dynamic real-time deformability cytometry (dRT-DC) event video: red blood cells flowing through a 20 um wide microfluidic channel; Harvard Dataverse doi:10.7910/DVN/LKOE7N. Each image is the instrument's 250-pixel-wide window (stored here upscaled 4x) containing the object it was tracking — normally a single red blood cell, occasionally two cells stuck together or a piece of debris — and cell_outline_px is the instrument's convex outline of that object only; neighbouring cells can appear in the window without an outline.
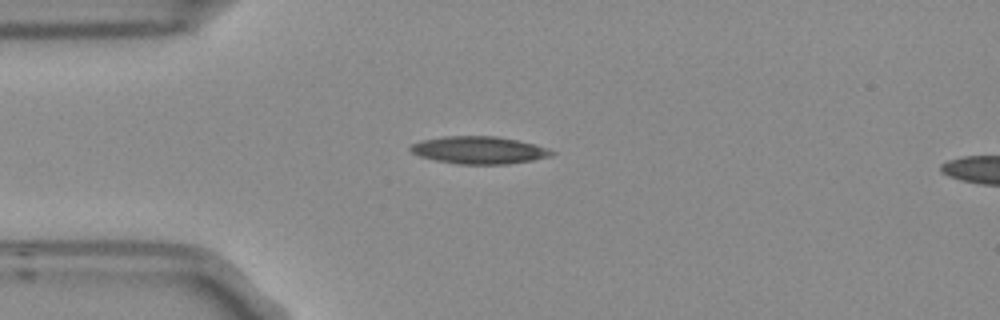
{"species": "Egyptian fruit bat (a non-hibernating species)", "species_latin": "Rousettus aegyptiacus", "temperature_condition": "room temperature", "stored_images_in_passage": 4, "camera_frame_rate_fps": 3000, "um_per_image_px": 0.085, "frame": {"image": 1, "passage_image": 4, "time_ms": 1.0, "image_size_px": [1000, 320], "cell_outline_px": [[556, 152], [552, 156], [532, 160], [508, 164], [456, 164], [436, 160], [420, 156], [412, 152], [408, 148], [412, 144], [420, 140], [444, 136], [496, 136], [536, 144]], "centroid_in_image_um": [40.71, 12.76], "position_along_channel_um": 44.3, "area_um2": 22.6}}